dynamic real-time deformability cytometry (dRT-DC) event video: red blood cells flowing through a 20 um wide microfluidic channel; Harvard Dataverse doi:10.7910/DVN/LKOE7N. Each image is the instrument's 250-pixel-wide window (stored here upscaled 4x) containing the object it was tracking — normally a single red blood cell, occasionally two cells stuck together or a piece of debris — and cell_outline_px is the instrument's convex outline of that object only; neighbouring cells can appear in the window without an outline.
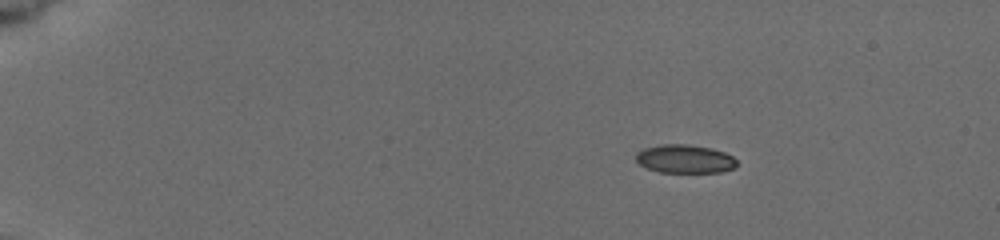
{"species": "common noctule bat (a hibernating species)", "species_latin": "Nyctalus noctula", "temperature_condition": "cold", "stored_images_in_passage": 10, "camera_frame_rate_fps": 3000, "um_per_image_px": 0.085, "animal": {"sex": "female", "body_mass_g": 19.5, "forearm_length_mm": 54.1}, "frame": {"image": 1, "passage_image": 3, "time_ms": 2.0, "image_size_px": [1000, 240], "cell_outline_px": [[736, 164], [732, 168], [720, 172], [660, 172], [648, 168], [640, 164], [636, 160], [636, 152], [644, 148], [664, 144], [688, 144], [712, 148], [724, 152], [732, 156], [736, 160]], "centroid_in_image_um": [58.2, 13.5], "position_along_channel_um": 26.8, "area_um2": 16.59}}
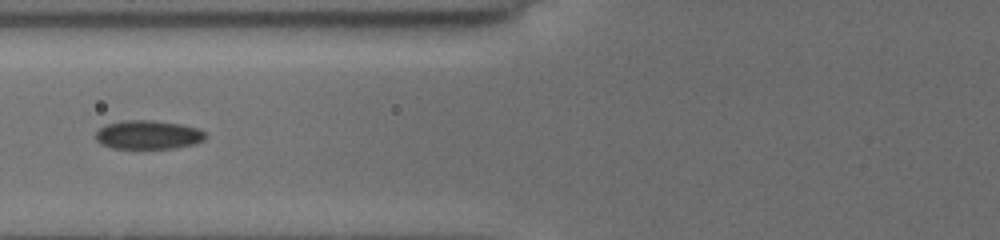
{"frame": {"image": 2, "passage_image": 8, "time_ms": 7.0, "image_size_px": [1000, 240], "cell_outline_px": [[204, 140], [196, 144], [176, 148], [112, 148], [100, 144], [96, 140], [96, 132], [100, 128], [108, 124], [124, 120], [152, 120], [180, 124], [200, 128], [204, 132]], "centroid_in_image_um": [12.61, 11.46], "position_along_channel_um": 113.2, "area_um2": 18.44}}
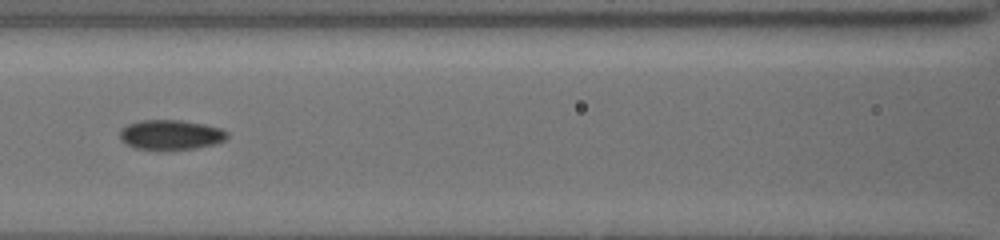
{"frame": {"image": 3, "passage_image": 9, "time_ms": 8.0, "image_size_px": [1000, 240], "cell_outline_px": [[228, 136], [224, 140], [216, 144], [196, 148], [168, 152], [160, 152], [136, 148], [124, 144], [120, 140], [120, 128], [128, 124], [140, 120], [180, 120], [204, 124], [220, 128], [228, 132]], "centroid_in_image_um": [14.48, 11.5], "position_along_channel_um": 152.1, "area_um2": 19.42}}